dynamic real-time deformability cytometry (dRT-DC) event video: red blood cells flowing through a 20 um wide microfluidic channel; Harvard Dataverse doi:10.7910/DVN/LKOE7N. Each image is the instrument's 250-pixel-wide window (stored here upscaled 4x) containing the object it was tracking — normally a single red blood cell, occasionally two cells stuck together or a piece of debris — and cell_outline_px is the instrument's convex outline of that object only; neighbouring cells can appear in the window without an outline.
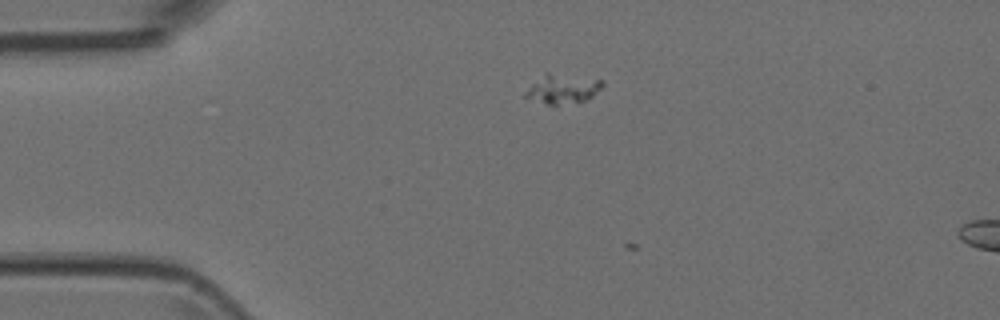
{"species": "Egyptian fruit bat (a non-hibernating species)", "species_latin": "Rousettus aegyptiacus", "temperature_condition": "room temperature", "stored_images_in_passage": 4, "camera_frame_rate_fps": 3000, "um_per_image_px": 0.085, "animal": {"sex": "female"}, "frame": {"image": 1, "passage_image": 3, "time_ms": 0.667, "image_size_px": [1000, 320], "cell_outline_px": [[604, 84], [592, 96], [584, 100], [556, 104], [548, 104], [524, 96], [532, 84], [548, 72], [604, 80]], "centroid_in_image_um": [47.86, 7.53], "position_along_channel_um": 37.1, "area_um2": 12.48}}